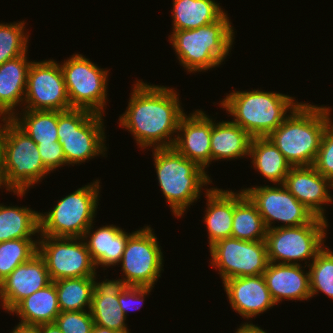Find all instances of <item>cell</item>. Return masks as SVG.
<instances>
[{
    "instance_id": "26",
    "label": "cell",
    "mask_w": 333,
    "mask_h": 333,
    "mask_svg": "<svg viewBox=\"0 0 333 333\" xmlns=\"http://www.w3.org/2000/svg\"><path fill=\"white\" fill-rule=\"evenodd\" d=\"M60 312L57 290L52 281L45 288L21 300L8 314L18 315L21 320L18 324L38 326L54 323Z\"/></svg>"
},
{
    "instance_id": "33",
    "label": "cell",
    "mask_w": 333,
    "mask_h": 333,
    "mask_svg": "<svg viewBox=\"0 0 333 333\" xmlns=\"http://www.w3.org/2000/svg\"><path fill=\"white\" fill-rule=\"evenodd\" d=\"M20 238L0 243V278L3 281L17 266L38 253V238Z\"/></svg>"
},
{
    "instance_id": "24",
    "label": "cell",
    "mask_w": 333,
    "mask_h": 333,
    "mask_svg": "<svg viewBox=\"0 0 333 333\" xmlns=\"http://www.w3.org/2000/svg\"><path fill=\"white\" fill-rule=\"evenodd\" d=\"M205 195L206 209L203 221L207 227L208 246L231 237L234 215V191L209 187Z\"/></svg>"
},
{
    "instance_id": "34",
    "label": "cell",
    "mask_w": 333,
    "mask_h": 333,
    "mask_svg": "<svg viewBox=\"0 0 333 333\" xmlns=\"http://www.w3.org/2000/svg\"><path fill=\"white\" fill-rule=\"evenodd\" d=\"M307 268L310 275L311 298L324 293L333 300V251L325 245Z\"/></svg>"
},
{
    "instance_id": "42",
    "label": "cell",
    "mask_w": 333,
    "mask_h": 333,
    "mask_svg": "<svg viewBox=\"0 0 333 333\" xmlns=\"http://www.w3.org/2000/svg\"><path fill=\"white\" fill-rule=\"evenodd\" d=\"M38 333H62L56 323H44L36 326Z\"/></svg>"
},
{
    "instance_id": "35",
    "label": "cell",
    "mask_w": 333,
    "mask_h": 333,
    "mask_svg": "<svg viewBox=\"0 0 333 333\" xmlns=\"http://www.w3.org/2000/svg\"><path fill=\"white\" fill-rule=\"evenodd\" d=\"M29 35L24 20L0 23V65L28 52Z\"/></svg>"
},
{
    "instance_id": "19",
    "label": "cell",
    "mask_w": 333,
    "mask_h": 333,
    "mask_svg": "<svg viewBox=\"0 0 333 333\" xmlns=\"http://www.w3.org/2000/svg\"><path fill=\"white\" fill-rule=\"evenodd\" d=\"M51 282L46 263L37 253L28 262L17 266L2 281L0 306L9 313L21 300Z\"/></svg>"
},
{
    "instance_id": "38",
    "label": "cell",
    "mask_w": 333,
    "mask_h": 333,
    "mask_svg": "<svg viewBox=\"0 0 333 333\" xmlns=\"http://www.w3.org/2000/svg\"><path fill=\"white\" fill-rule=\"evenodd\" d=\"M153 287L144 286H127L119 295V307L122 309L124 315L128 316V312L139 310L146 296H149Z\"/></svg>"
},
{
    "instance_id": "31",
    "label": "cell",
    "mask_w": 333,
    "mask_h": 333,
    "mask_svg": "<svg viewBox=\"0 0 333 333\" xmlns=\"http://www.w3.org/2000/svg\"><path fill=\"white\" fill-rule=\"evenodd\" d=\"M11 120L36 144L58 142V111L22 109Z\"/></svg>"
},
{
    "instance_id": "43",
    "label": "cell",
    "mask_w": 333,
    "mask_h": 333,
    "mask_svg": "<svg viewBox=\"0 0 333 333\" xmlns=\"http://www.w3.org/2000/svg\"><path fill=\"white\" fill-rule=\"evenodd\" d=\"M10 333H38L36 326L17 324Z\"/></svg>"
},
{
    "instance_id": "15",
    "label": "cell",
    "mask_w": 333,
    "mask_h": 333,
    "mask_svg": "<svg viewBox=\"0 0 333 333\" xmlns=\"http://www.w3.org/2000/svg\"><path fill=\"white\" fill-rule=\"evenodd\" d=\"M61 62L52 59L33 61L27 75L23 109L67 111L70 106Z\"/></svg>"
},
{
    "instance_id": "18",
    "label": "cell",
    "mask_w": 333,
    "mask_h": 333,
    "mask_svg": "<svg viewBox=\"0 0 333 333\" xmlns=\"http://www.w3.org/2000/svg\"><path fill=\"white\" fill-rule=\"evenodd\" d=\"M222 283L231 308L246 321L276 306L263 274L234 277Z\"/></svg>"
},
{
    "instance_id": "41",
    "label": "cell",
    "mask_w": 333,
    "mask_h": 333,
    "mask_svg": "<svg viewBox=\"0 0 333 333\" xmlns=\"http://www.w3.org/2000/svg\"><path fill=\"white\" fill-rule=\"evenodd\" d=\"M240 325L237 327V329H235V333H268L264 331L263 328L253 324V322L251 323L250 321L244 322Z\"/></svg>"
},
{
    "instance_id": "22",
    "label": "cell",
    "mask_w": 333,
    "mask_h": 333,
    "mask_svg": "<svg viewBox=\"0 0 333 333\" xmlns=\"http://www.w3.org/2000/svg\"><path fill=\"white\" fill-rule=\"evenodd\" d=\"M94 225L93 222L85 231L82 238L96 269L99 268V265L104 271L109 267L118 266L122 259L128 238L132 233H128L113 224L102 225L97 229L95 228L94 231Z\"/></svg>"
},
{
    "instance_id": "44",
    "label": "cell",
    "mask_w": 333,
    "mask_h": 333,
    "mask_svg": "<svg viewBox=\"0 0 333 333\" xmlns=\"http://www.w3.org/2000/svg\"><path fill=\"white\" fill-rule=\"evenodd\" d=\"M92 333H119L109 328L101 327L99 325H94Z\"/></svg>"
},
{
    "instance_id": "6",
    "label": "cell",
    "mask_w": 333,
    "mask_h": 333,
    "mask_svg": "<svg viewBox=\"0 0 333 333\" xmlns=\"http://www.w3.org/2000/svg\"><path fill=\"white\" fill-rule=\"evenodd\" d=\"M104 117L86 109L58 111V142L63 148L66 166L106 156Z\"/></svg>"
},
{
    "instance_id": "4",
    "label": "cell",
    "mask_w": 333,
    "mask_h": 333,
    "mask_svg": "<svg viewBox=\"0 0 333 333\" xmlns=\"http://www.w3.org/2000/svg\"><path fill=\"white\" fill-rule=\"evenodd\" d=\"M151 151L156 179L165 201L177 219L183 217L186 209L188 211L189 207L196 203L202 192L209 190L207 185L213 184L211 176L196 162L185 158L173 147L152 148Z\"/></svg>"
},
{
    "instance_id": "40",
    "label": "cell",
    "mask_w": 333,
    "mask_h": 333,
    "mask_svg": "<svg viewBox=\"0 0 333 333\" xmlns=\"http://www.w3.org/2000/svg\"><path fill=\"white\" fill-rule=\"evenodd\" d=\"M0 188L4 189V131H3V119H0Z\"/></svg>"
},
{
    "instance_id": "21",
    "label": "cell",
    "mask_w": 333,
    "mask_h": 333,
    "mask_svg": "<svg viewBox=\"0 0 333 333\" xmlns=\"http://www.w3.org/2000/svg\"><path fill=\"white\" fill-rule=\"evenodd\" d=\"M306 267L269 262L263 276L277 306L283 300L296 302L311 299L310 275L308 269L305 271Z\"/></svg>"
},
{
    "instance_id": "9",
    "label": "cell",
    "mask_w": 333,
    "mask_h": 333,
    "mask_svg": "<svg viewBox=\"0 0 333 333\" xmlns=\"http://www.w3.org/2000/svg\"><path fill=\"white\" fill-rule=\"evenodd\" d=\"M328 225V220L315 216L305 225L267 230L269 262L302 265L305 261L308 266L325 246Z\"/></svg>"
},
{
    "instance_id": "20",
    "label": "cell",
    "mask_w": 333,
    "mask_h": 333,
    "mask_svg": "<svg viewBox=\"0 0 333 333\" xmlns=\"http://www.w3.org/2000/svg\"><path fill=\"white\" fill-rule=\"evenodd\" d=\"M93 276V294L90 307L95 325L109 328L119 333H131L127 318L119 307L118 295L128 286L122 278L100 280ZM97 280V281H96Z\"/></svg>"
},
{
    "instance_id": "45",
    "label": "cell",
    "mask_w": 333,
    "mask_h": 333,
    "mask_svg": "<svg viewBox=\"0 0 333 333\" xmlns=\"http://www.w3.org/2000/svg\"><path fill=\"white\" fill-rule=\"evenodd\" d=\"M1 291H2V280L0 278V294H1Z\"/></svg>"
},
{
    "instance_id": "39",
    "label": "cell",
    "mask_w": 333,
    "mask_h": 333,
    "mask_svg": "<svg viewBox=\"0 0 333 333\" xmlns=\"http://www.w3.org/2000/svg\"><path fill=\"white\" fill-rule=\"evenodd\" d=\"M44 166L53 173L54 170L66 166L63 148L59 142L52 144H37Z\"/></svg>"
},
{
    "instance_id": "23",
    "label": "cell",
    "mask_w": 333,
    "mask_h": 333,
    "mask_svg": "<svg viewBox=\"0 0 333 333\" xmlns=\"http://www.w3.org/2000/svg\"><path fill=\"white\" fill-rule=\"evenodd\" d=\"M27 54L0 65V119H11L17 113V107L23 109L27 75L32 63Z\"/></svg>"
},
{
    "instance_id": "27",
    "label": "cell",
    "mask_w": 333,
    "mask_h": 333,
    "mask_svg": "<svg viewBox=\"0 0 333 333\" xmlns=\"http://www.w3.org/2000/svg\"><path fill=\"white\" fill-rule=\"evenodd\" d=\"M172 30L196 29L219 20L226 12L215 0H173Z\"/></svg>"
},
{
    "instance_id": "1",
    "label": "cell",
    "mask_w": 333,
    "mask_h": 333,
    "mask_svg": "<svg viewBox=\"0 0 333 333\" xmlns=\"http://www.w3.org/2000/svg\"><path fill=\"white\" fill-rule=\"evenodd\" d=\"M120 128L128 130L141 149L173 146L180 119L185 114L176 88L134 81ZM150 147V148H149Z\"/></svg>"
},
{
    "instance_id": "29",
    "label": "cell",
    "mask_w": 333,
    "mask_h": 333,
    "mask_svg": "<svg viewBox=\"0 0 333 333\" xmlns=\"http://www.w3.org/2000/svg\"><path fill=\"white\" fill-rule=\"evenodd\" d=\"M267 228L255 204L243 190L234 192L231 237L246 241L266 239Z\"/></svg>"
},
{
    "instance_id": "28",
    "label": "cell",
    "mask_w": 333,
    "mask_h": 333,
    "mask_svg": "<svg viewBox=\"0 0 333 333\" xmlns=\"http://www.w3.org/2000/svg\"><path fill=\"white\" fill-rule=\"evenodd\" d=\"M249 157L252 167L270 184H284L291 165L268 137H252Z\"/></svg>"
},
{
    "instance_id": "10",
    "label": "cell",
    "mask_w": 333,
    "mask_h": 333,
    "mask_svg": "<svg viewBox=\"0 0 333 333\" xmlns=\"http://www.w3.org/2000/svg\"><path fill=\"white\" fill-rule=\"evenodd\" d=\"M82 54L75 53L60 64L70 106L94 113H105L109 70ZM105 107V108H104Z\"/></svg>"
},
{
    "instance_id": "8",
    "label": "cell",
    "mask_w": 333,
    "mask_h": 333,
    "mask_svg": "<svg viewBox=\"0 0 333 333\" xmlns=\"http://www.w3.org/2000/svg\"><path fill=\"white\" fill-rule=\"evenodd\" d=\"M100 183L93 180L58 200L48 212H39V236L83 237L96 217Z\"/></svg>"
},
{
    "instance_id": "11",
    "label": "cell",
    "mask_w": 333,
    "mask_h": 333,
    "mask_svg": "<svg viewBox=\"0 0 333 333\" xmlns=\"http://www.w3.org/2000/svg\"><path fill=\"white\" fill-rule=\"evenodd\" d=\"M158 237L150 225L133 231L120 261L121 276L128 286L155 287L164 271Z\"/></svg>"
},
{
    "instance_id": "17",
    "label": "cell",
    "mask_w": 333,
    "mask_h": 333,
    "mask_svg": "<svg viewBox=\"0 0 333 333\" xmlns=\"http://www.w3.org/2000/svg\"><path fill=\"white\" fill-rule=\"evenodd\" d=\"M283 185L316 217L328 220L325 205H333L332 182L313 166L291 167Z\"/></svg>"
},
{
    "instance_id": "16",
    "label": "cell",
    "mask_w": 333,
    "mask_h": 333,
    "mask_svg": "<svg viewBox=\"0 0 333 333\" xmlns=\"http://www.w3.org/2000/svg\"><path fill=\"white\" fill-rule=\"evenodd\" d=\"M213 119L201 109L185 113L180 119L173 148L185 158L196 162L206 172L211 164V133Z\"/></svg>"
},
{
    "instance_id": "36",
    "label": "cell",
    "mask_w": 333,
    "mask_h": 333,
    "mask_svg": "<svg viewBox=\"0 0 333 333\" xmlns=\"http://www.w3.org/2000/svg\"><path fill=\"white\" fill-rule=\"evenodd\" d=\"M55 323L62 333H92L95 325L89 310L60 312Z\"/></svg>"
},
{
    "instance_id": "2",
    "label": "cell",
    "mask_w": 333,
    "mask_h": 333,
    "mask_svg": "<svg viewBox=\"0 0 333 333\" xmlns=\"http://www.w3.org/2000/svg\"><path fill=\"white\" fill-rule=\"evenodd\" d=\"M332 107L300 102L267 137L291 167L313 166Z\"/></svg>"
},
{
    "instance_id": "7",
    "label": "cell",
    "mask_w": 333,
    "mask_h": 333,
    "mask_svg": "<svg viewBox=\"0 0 333 333\" xmlns=\"http://www.w3.org/2000/svg\"><path fill=\"white\" fill-rule=\"evenodd\" d=\"M4 188L18 197L51 172L44 166L37 144L11 119H3Z\"/></svg>"
},
{
    "instance_id": "12",
    "label": "cell",
    "mask_w": 333,
    "mask_h": 333,
    "mask_svg": "<svg viewBox=\"0 0 333 333\" xmlns=\"http://www.w3.org/2000/svg\"><path fill=\"white\" fill-rule=\"evenodd\" d=\"M210 265L222 282L234 277L263 274L269 264L265 240L246 241L229 237L209 247Z\"/></svg>"
},
{
    "instance_id": "32",
    "label": "cell",
    "mask_w": 333,
    "mask_h": 333,
    "mask_svg": "<svg viewBox=\"0 0 333 333\" xmlns=\"http://www.w3.org/2000/svg\"><path fill=\"white\" fill-rule=\"evenodd\" d=\"M53 282L61 312L90 310L93 277L65 278Z\"/></svg>"
},
{
    "instance_id": "5",
    "label": "cell",
    "mask_w": 333,
    "mask_h": 333,
    "mask_svg": "<svg viewBox=\"0 0 333 333\" xmlns=\"http://www.w3.org/2000/svg\"><path fill=\"white\" fill-rule=\"evenodd\" d=\"M299 103L290 95L254 88L249 91L232 90L218 104L233 117L231 121L251 137H267Z\"/></svg>"
},
{
    "instance_id": "3",
    "label": "cell",
    "mask_w": 333,
    "mask_h": 333,
    "mask_svg": "<svg viewBox=\"0 0 333 333\" xmlns=\"http://www.w3.org/2000/svg\"><path fill=\"white\" fill-rule=\"evenodd\" d=\"M169 43L180 66L189 72H206L220 67L235 40V31L226 12L219 20L190 30H172Z\"/></svg>"
},
{
    "instance_id": "25",
    "label": "cell",
    "mask_w": 333,
    "mask_h": 333,
    "mask_svg": "<svg viewBox=\"0 0 333 333\" xmlns=\"http://www.w3.org/2000/svg\"><path fill=\"white\" fill-rule=\"evenodd\" d=\"M251 140L252 137L231 119L216 122L213 118L211 162L248 158Z\"/></svg>"
},
{
    "instance_id": "37",
    "label": "cell",
    "mask_w": 333,
    "mask_h": 333,
    "mask_svg": "<svg viewBox=\"0 0 333 333\" xmlns=\"http://www.w3.org/2000/svg\"><path fill=\"white\" fill-rule=\"evenodd\" d=\"M313 167L321 175L333 181V119L325 129Z\"/></svg>"
},
{
    "instance_id": "14",
    "label": "cell",
    "mask_w": 333,
    "mask_h": 333,
    "mask_svg": "<svg viewBox=\"0 0 333 333\" xmlns=\"http://www.w3.org/2000/svg\"><path fill=\"white\" fill-rule=\"evenodd\" d=\"M241 190L255 204L267 230L305 225L315 217L283 184H263ZM276 222L283 224L275 226Z\"/></svg>"
},
{
    "instance_id": "30",
    "label": "cell",
    "mask_w": 333,
    "mask_h": 333,
    "mask_svg": "<svg viewBox=\"0 0 333 333\" xmlns=\"http://www.w3.org/2000/svg\"><path fill=\"white\" fill-rule=\"evenodd\" d=\"M39 212L27 206L0 204V243L40 234Z\"/></svg>"
},
{
    "instance_id": "13",
    "label": "cell",
    "mask_w": 333,
    "mask_h": 333,
    "mask_svg": "<svg viewBox=\"0 0 333 333\" xmlns=\"http://www.w3.org/2000/svg\"><path fill=\"white\" fill-rule=\"evenodd\" d=\"M38 254L51 281L93 277L97 269L82 237L38 236Z\"/></svg>"
}]
</instances>
